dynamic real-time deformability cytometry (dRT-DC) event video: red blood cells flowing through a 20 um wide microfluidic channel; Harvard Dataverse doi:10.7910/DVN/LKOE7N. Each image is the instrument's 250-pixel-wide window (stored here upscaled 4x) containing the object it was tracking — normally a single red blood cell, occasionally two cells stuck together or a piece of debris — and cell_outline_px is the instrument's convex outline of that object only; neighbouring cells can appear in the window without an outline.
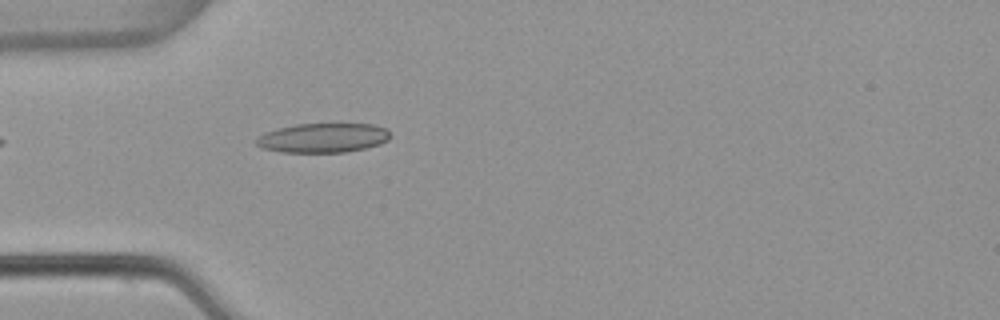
{"species": "common noctule bat (a hibernating species)", "species_latin": "Nyctalus noctula", "temperature_condition": "warm", "stored_images_in_passage": 47, "camera_frame_rate_fps": 3000, "um_per_image_px": 0.085, "animal": {"sex": "female", "body_mass_g": 22.7, "forearm_length_mm": 54.2}, "frame": {"image": 1, "passage_image": 10, "time_ms": 3.0, "image_size_px": [1000, 320], "cell_outline_px": [[388, 140], [380, 144], [364, 148], [344, 152], [280, 152], [260, 148], [256, 144], [256, 136], [264, 132], [296, 124], [372, 124], [388, 128]], "centroid_in_image_um": [27.41, 11.72], "position_along_channel_um": 57.6, "area_um2": 22.95}}
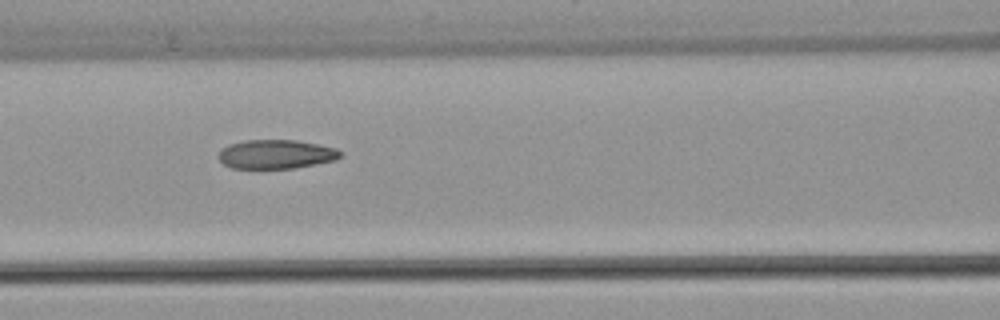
{"frame": {"image": 2, "passage_image": 17, "time_ms": 5.333, "image_size_px": [1000, 320], "cell_outline_px": [[340, 156], [336, 160], [296, 168], [232, 168], [224, 164], [220, 160], [220, 148], [228, 144], [244, 140], [296, 140], [336, 148], [340, 152]], "centroid_in_image_um": [23.45, 13.1], "position_along_channel_um": 143.2, "area_um2": 20.52}}
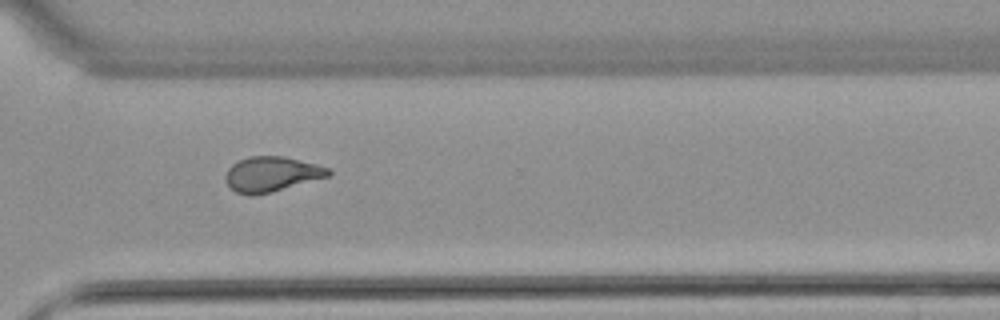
{"frame": {"image": 3, "passage_image": 33, "time_ms": 10.667, "image_size_px": [1000, 320], "cell_outline_px": [[332, 172], [328, 176], [272, 192], [252, 196], [248, 196], [236, 192], [224, 180], [224, 176], [228, 168], [232, 164], [248, 156], [284, 156], [316, 164], [328, 168]], "centroid_in_image_um": [23.04, 14.8], "position_along_channel_um": 347.6, "area_um2": 20.98}, "authors_computed_cell_mechanics": {"area_um2": 21.2704, "velocity_mm_per_s": 3.8405, "shape_relaxation_time_tau1_ms": null, "shape_relaxation_time_tau2_ms": 2.0064, "deformation_change_tau1": null, "deformation_change_tau2": 0.0967}}